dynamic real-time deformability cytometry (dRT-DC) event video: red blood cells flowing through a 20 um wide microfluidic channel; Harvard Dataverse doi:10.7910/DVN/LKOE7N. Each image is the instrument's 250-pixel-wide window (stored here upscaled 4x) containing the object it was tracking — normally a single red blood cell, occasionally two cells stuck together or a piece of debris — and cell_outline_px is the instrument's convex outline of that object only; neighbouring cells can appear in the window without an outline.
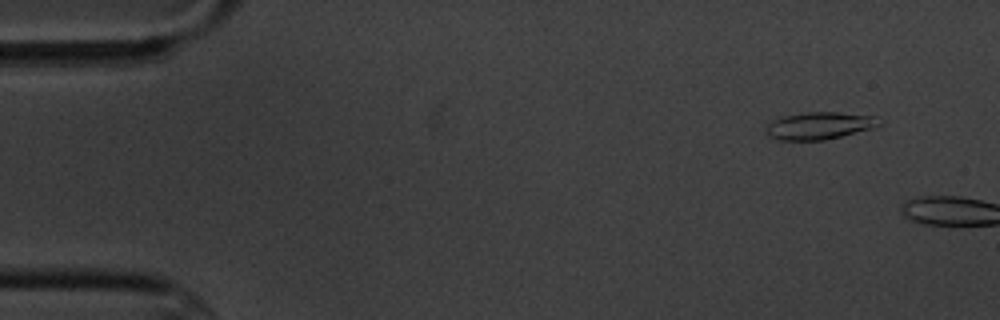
{"species": "common noctule bat (a hibernating species)", "species_latin": "Nyctalus noctula", "temperature_condition": "cold", "stored_images_in_passage": 2, "camera_frame_rate_fps": 3000, "um_per_image_px": 0.085, "animal": {"sex": "male", "body_mass_g": 20.1, "forearm_length_mm": 53.5}, "frame": {"image": 1, "passage_image": 1, "time_ms": 0.0, "image_size_px": [1000, 320], "cell_outline_px": [[884, 120], [876, 128], [824, 140], [780, 140], [768, 136], [764, 128], [768, 124], [784, 116], [804, 112], [836, 112], [872, 116]], "centroid_in_image_um": [69.68, 10.69], "position_along_channel_um": 15.3, "area_um2": 18.03}}